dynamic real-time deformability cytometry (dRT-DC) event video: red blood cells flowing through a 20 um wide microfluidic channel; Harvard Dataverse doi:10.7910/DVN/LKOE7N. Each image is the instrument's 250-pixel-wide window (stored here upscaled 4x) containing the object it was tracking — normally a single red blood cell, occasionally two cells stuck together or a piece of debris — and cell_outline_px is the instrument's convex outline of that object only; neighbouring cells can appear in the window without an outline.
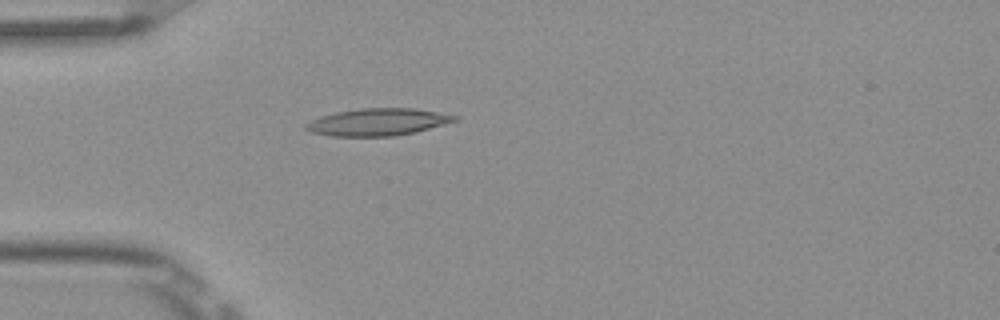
{"species": "Egyptian fruit bat (a non-hibernating species)", "species_latin": "Rousettus aegyptiacus", "temperature_condition": "room temperature", "stored_images_in_passage": 5, "camera_frame_rate_fps": 3000, "um_per_image_px": 0.085, "frame": {"image": 1, "passage_image": 5, "time_ms": 1.333, "image_size_px": [1000, 320], "cell_outline_px": [[460, 120], [416, 132], [392, 136], [332, 136], [312, 132], [304, 128], [304, 124], [320, 116], [336, 112], [360, 108], [412, 108], [460, 116]], "centroid_in_image_um": [32.13, 10.37], "position_along_channel_um": 52.9, "area_um2": 23.58}}